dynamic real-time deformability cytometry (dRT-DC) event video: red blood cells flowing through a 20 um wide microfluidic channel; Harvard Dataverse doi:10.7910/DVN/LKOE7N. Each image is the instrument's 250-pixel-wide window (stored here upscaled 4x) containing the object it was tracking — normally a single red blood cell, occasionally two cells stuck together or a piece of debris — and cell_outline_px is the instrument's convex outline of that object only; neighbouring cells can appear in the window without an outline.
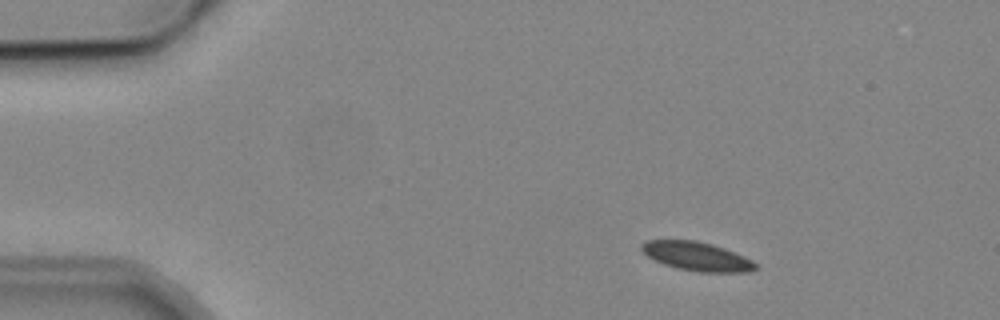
{"species": "common noctule bat (a hibernating species)", "species_latin": "Nyctalus noctula", "temperature_condition": "cold", "stored_images_in_passage": 4, "camera_frame_rate_fps": 3000, "um_per_image_px": 0.085, "animal": {"sex": "male", "body_mass_g": 19.2, "forearm_length_mm": 51.8}, "frame": {"image": 1, "passage_image": 2, "time_ms": 1.333, "image_size_px": [1000, 320], "cell_outline_px": [[760, 268], [748, 272], [700, 272], [676, 268], [664, 264], [648, 256], [640, 248], [640, 244], [648, 240], [696, 240], [712, 244], [724, 248], [744, 256], [752, 260]], "centroid_in_image_um": [59.26, 21.79], "position_along_channel_um": 25.7, "area_um2": 19.13}}